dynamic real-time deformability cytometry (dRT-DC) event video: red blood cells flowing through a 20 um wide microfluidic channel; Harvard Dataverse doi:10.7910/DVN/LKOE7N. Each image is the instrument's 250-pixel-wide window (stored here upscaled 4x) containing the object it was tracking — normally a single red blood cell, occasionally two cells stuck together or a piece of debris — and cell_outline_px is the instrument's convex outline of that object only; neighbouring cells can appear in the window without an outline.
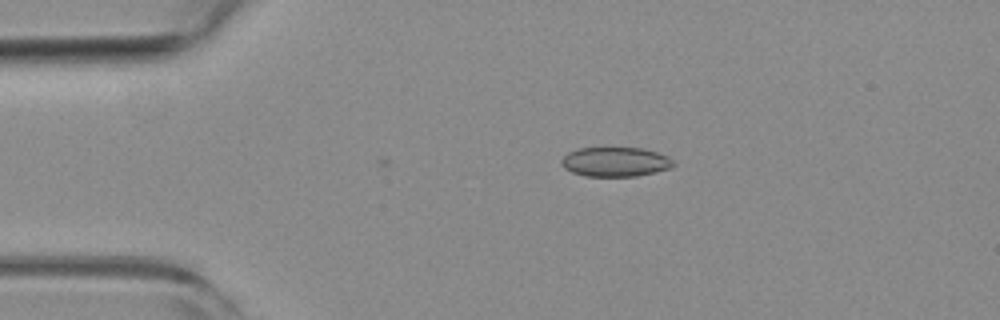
{"species": "common noctule bat (a hibernating species)", "species_latin": "Nyctalus noctula", "temperature_condition": "room temperature", "stored_images_in_passage": 2, "camera_frame_rate_fps": 3000, "um_per_image_px": 0.085, "animal": {"sex": "female", "body_mass_g": 19.3, "forearm_length_mm": 54.1}, "frame": {"image": 1, "passage_image": 2, "time_ms": 0.333, "image_size_px": [1000, 320], "cell_outline_px": [[676, 164], [672, 168], [656, 172], [636, 176], [584, 176], [572, 172], [564, 168], [560, 164], [560, 160], [568, 152], [580, 148], [640, 148], [656, 152], [668, 156]], "centroid_in_image_um": [52.3, 13.76], "position_along_channel_um": 32.7, "area_um2": 19.31}}